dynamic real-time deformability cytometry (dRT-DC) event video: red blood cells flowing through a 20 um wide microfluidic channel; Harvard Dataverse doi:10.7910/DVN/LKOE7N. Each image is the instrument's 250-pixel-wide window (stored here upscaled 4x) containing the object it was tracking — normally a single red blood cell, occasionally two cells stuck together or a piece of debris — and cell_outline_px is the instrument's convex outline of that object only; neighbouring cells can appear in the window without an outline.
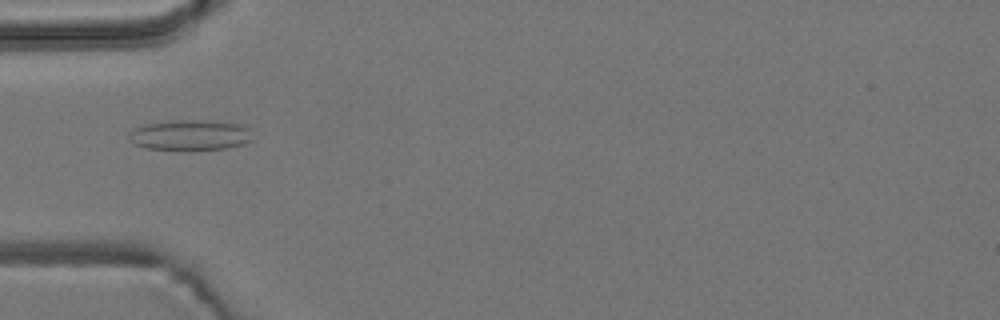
{"species": "common noctule bat (a hibernating species)", "species_latin": "Nyctalus noctula", "temperature_condition": "room temperature", "stored_images_in_passage": 3, "camera_frame_rate_fps": 3000, "um_per_image_px": 0.085, "animal": {"sex": "male", "body_mass_g": 19.2, "forearm_length_mm": 51.8}, "frame": {"image": 1, "passage_image": 3, "time_ms": 2.333, "image_size_px": [1000, 320], "cell_outline_px": [[252, 140], [244, 144], [224, 148], [192, 152], [180, 152], [148, 148], [136, 144], [128, 140], [128, 136], [132, 128], [144, 124], [172, 120], [208, 120], [236, 124], [252, 128]], "centroid_in_image_um": [16.15, 11.51], "position_along_channel_um": 68.8, "area_um2": 22.83}}